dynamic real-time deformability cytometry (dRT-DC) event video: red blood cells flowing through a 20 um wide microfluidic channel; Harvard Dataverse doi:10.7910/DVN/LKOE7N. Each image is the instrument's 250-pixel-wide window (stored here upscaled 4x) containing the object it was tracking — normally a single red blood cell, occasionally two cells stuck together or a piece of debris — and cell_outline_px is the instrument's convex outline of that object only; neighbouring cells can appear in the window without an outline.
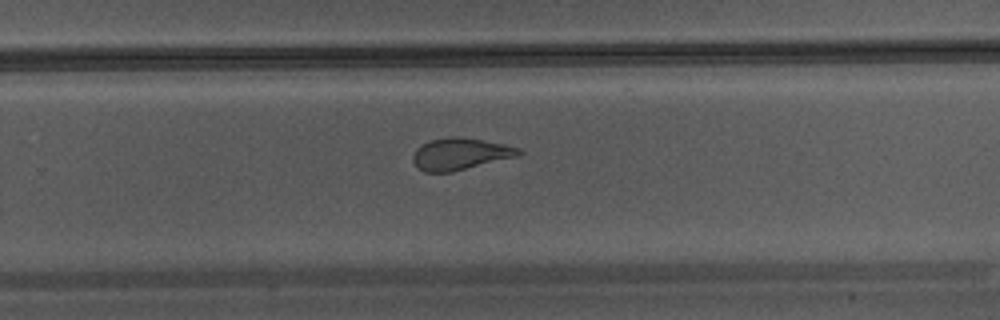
{"species": "Egyptian fruit bat (a non-hibernating species)", "species_latin": "Rousettus aegyptiacus", "temperature_condition": "warm", "stored_images_in_passage": 26, "camera_frame_rate_fps": 3000, "um_per_image_px": 0.085, "animal": {"sex": "male"}, "frame": {"image": 1, "passage_image": 19, "time_ms": 6.0, "image_size_px": [1000, 320], "cell_outline_px": [[524, 152], [520, 156], [452, 172], [424, 172], [412, 160], [412, 156], [416, 148], [432, 140], [448, 136], [460, 136], [484, 140], [504, 144], [520, 148]], "centroid_in_image_um": [39.17, 13.08], "position_along_channel_um": 290.6, "area_um2": 19.77}}